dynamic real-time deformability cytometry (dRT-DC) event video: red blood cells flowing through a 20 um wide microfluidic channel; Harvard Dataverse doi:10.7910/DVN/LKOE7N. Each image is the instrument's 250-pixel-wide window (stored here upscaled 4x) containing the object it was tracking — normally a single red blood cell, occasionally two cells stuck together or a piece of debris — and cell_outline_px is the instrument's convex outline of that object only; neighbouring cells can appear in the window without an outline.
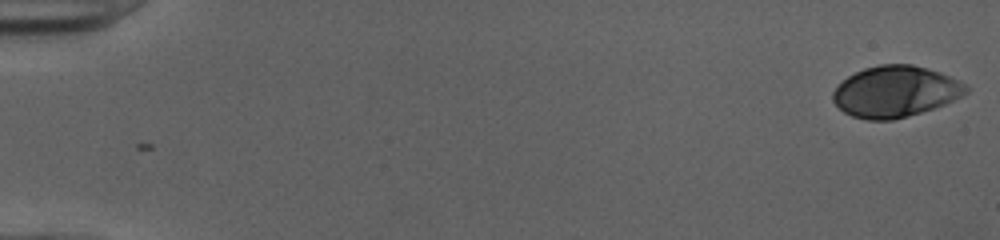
{"species": "human", "species_latin": "Homo sapiens", "temperature_condition": "cold", "stored_images_in_passage": 52, "camera_frame_rate_fps": 3000, "um_per_image_px": 0.085, "donor": {"sex": "female"}, "frame": {"image": 1, "passage_image": 1, "time_ms": 0.0, "image_size_px": [1000, 240], "cell_outline_px": [[968, 92], [944, 104], [908, 116], [892, 120], [868, 120], [852, 116], [844, 112], [832, 100], [832, 92], [848, 76], [864, 68], [880, 64], [912, 64], [928, 68], [952, 76], [960, 80], [968, 88]], "centroid_in_image_um": [76.1, 7.77], "position_along_channel_um": 8.9, "area_um2": 39.54}}
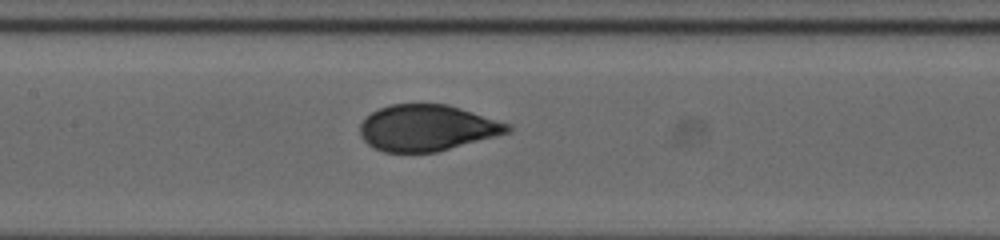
{"frame": {"image": 2, "passage_image": 26, "time_ms": 8.333, "image_size_px": [1000, 240], "cell_outline_px": [[512, 132], [436, 152], [384, 152], [368, 144], [360, 136], [360, 124], [364, 116], [380, 108], [392, 104], [448, 104], [512, 124]], "centroid_in_image_um": [36.32, 10.86], "position_along_channel_um": 171.1, "area_um2": 39.88}}
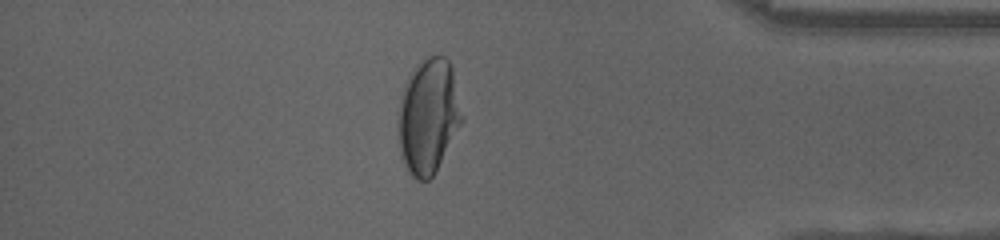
{"frame": {"image": 3, "passage_image": 45, "time_ms": 14.667, "image_size_px": [1000, 240], "cell_outline_px": [[464, 120], [432, 176], [428, 180], [416, 180], [408, 172], [404, 164], [400, 148], [396, 120], [400, 96], [404, 84], [408, 76], [428, 56], [444, 56], [448, 60], [452, 68], [464, 116]], "centroid_in_image_um": [36.4, 9.88], "position_along_channel_um": 398.8, "area_um2": 42.83}, "authors_computed_cell_mechanics": {"area_um2": 40.2577, "velocity_mm_per_s": 4.0021, "shape_relaxation_time_tau1_ms": 4.7961, "shape_relaxation_time_tau2_ms": null, "deformation_change_tau1": 0.2144, "deformation_change_tau2": null}}